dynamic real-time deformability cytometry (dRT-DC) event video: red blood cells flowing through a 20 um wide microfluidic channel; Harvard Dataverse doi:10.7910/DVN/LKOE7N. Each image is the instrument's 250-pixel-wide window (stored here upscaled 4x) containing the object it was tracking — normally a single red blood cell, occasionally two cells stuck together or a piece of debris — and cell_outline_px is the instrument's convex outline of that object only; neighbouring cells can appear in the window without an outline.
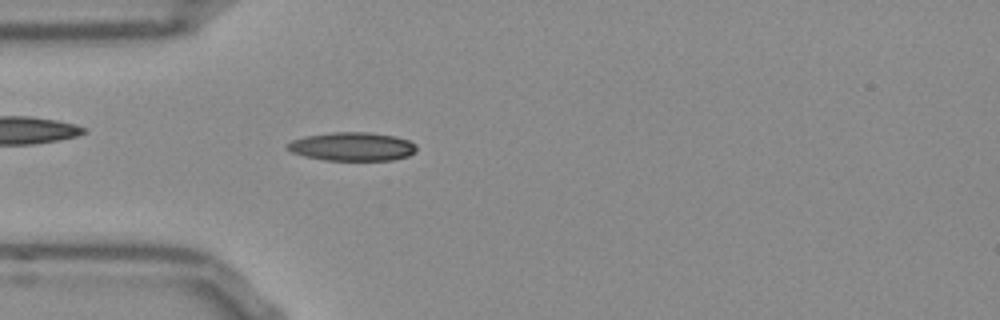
{"species": "Egyptian fruit bat (a non-hibernating species)", "species_latin": "Rousettus aegyptiacus", "temperature_condition": "room temperature", "stored_images_in_passage": 43, "camera_frame_rate_fps": 3000, "um_per_image_px": 0.085, "frame": {"image": 1, "passage_image": 5, "time_ms": 1.333, "image_size_px": [1000, 320], "cell_outline_px": [[416, 152], [408, 156], [392, 160], [324, 160], [304, 156], [292, 152], [288, 148], [288, 144], [292, 140], [304, 136], [332, 132], [368, 132], [392, 136], [408, 140], [416, 144]], "centroid_in_image_um": [29.95, 12.46], "position_along_channel_um": 55.0, "area_um2": 21.39}}
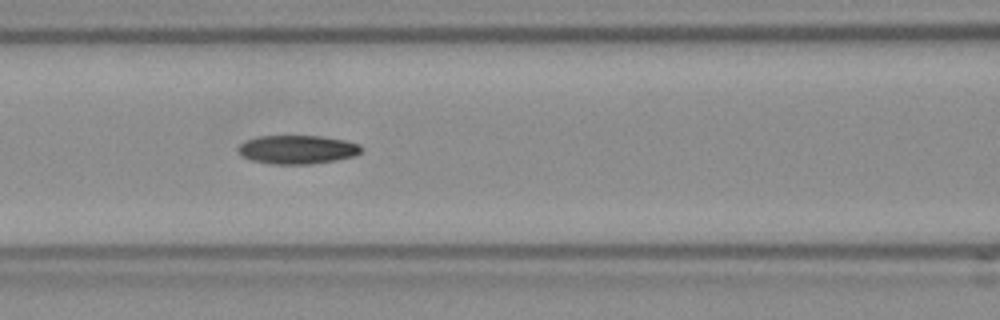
{"frame": {"image": 2, "passage_image": 12, "time_ms": 3.667, "image_size_px": [1000, 320], "cell_outline_px": [[364, 148], [356, 156], [336, 160], [312, 164], [272, 164], [252, 160], [240, 156], [236, 152], [236, 148], [244, 140], [256, 136], [320, 136], [344, 140], [360, 144]], "centroid_in_image_um": [25.24, 12.71], "position_along_channel_um": 141.4, "area_um2": 20.92}}
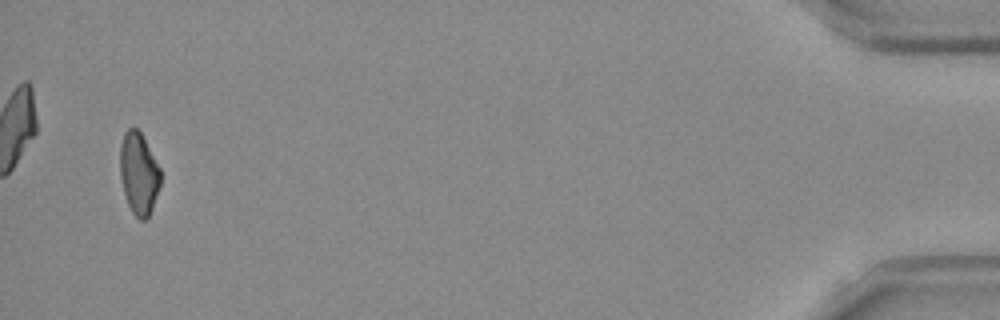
{"frame": {"image": 3, "passage_image": 41, "time_ms": 13.333, "image_size_px": [1000, 320], "cell_outline_px": [[160, 184], [152, 208], [148, 216], [144, 220], [140, 220], [132, 212], [128, 204], [124, 192], [120, 176], [120, 144], [124, 132], [128, 128], [136, 128], [140, 132], [160, 168]], "centroid_in_image_um": [11.78, 14.73], "position_along_channel_um": 423.4, "area_um2": 19.07}}